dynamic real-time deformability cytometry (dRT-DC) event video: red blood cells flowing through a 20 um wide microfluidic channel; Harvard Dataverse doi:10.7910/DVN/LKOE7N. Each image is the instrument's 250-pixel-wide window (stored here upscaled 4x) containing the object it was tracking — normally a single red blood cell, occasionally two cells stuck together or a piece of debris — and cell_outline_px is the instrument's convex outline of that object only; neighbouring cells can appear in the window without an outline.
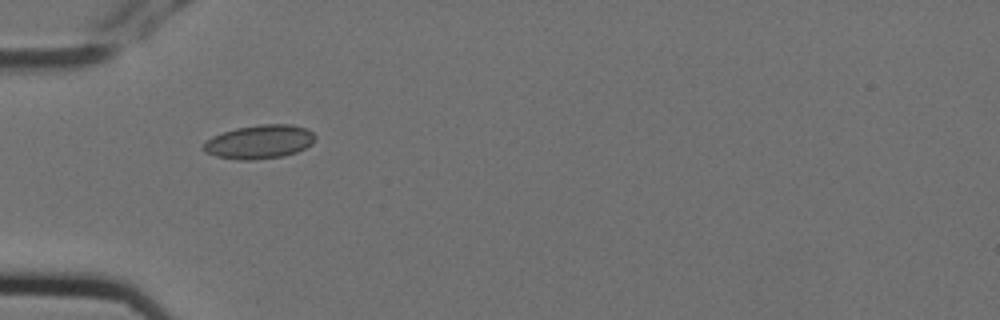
{"species": "Egyptian fruit bat (a non-hibernating species)", "species_latin": "Rousettus aegyptiacus", "temperature_condition": "cold", "stored_images_in_passage": 13, "camera_frame_rate_fps": 3000, "um_per_image_px": 0.085, "animal": {"sex": "female"}, "frame": {"image": 1, "passage_image": 3, "time_ms": 0.667, "image_size_px": [1000, 320], "cell_outline_px": [[316, 140], [312, 144], [296, 152], [280, 156], [252, 160], [240, 160], [216, 156], [204, 152], [200, 148], [212, 136], [236, 128], [260, 124], [292, 124], [308, 128], [316, 136]], "centroid_in_image_um": [22.06, 12.04], "position_along_channel_um": 62.9, "area_um2": 22.02}}
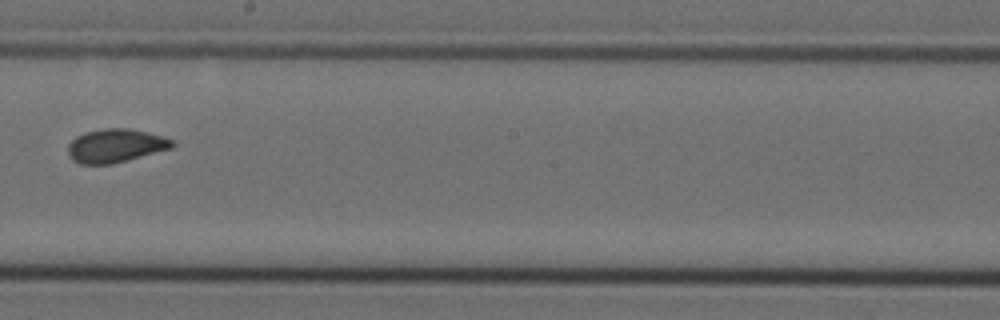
{"frame": {"image": 2, "passage_image": 7, "time_ms": 2.0, "image_size_px": [1000, 320], "cell_outline_px": [[176, 144], [172, 148], [112, 164], [80, 164], [72, 160], [68, 156], [68, 144], [76, 136], [84, 132], [104, 128], [128, 128], [148, 132], [164, 136], [172, 140]], "centroid_in_image_um": [9.81, 12.38], "position_along_channel_um": 238.4, "area_um2": 20.52}}
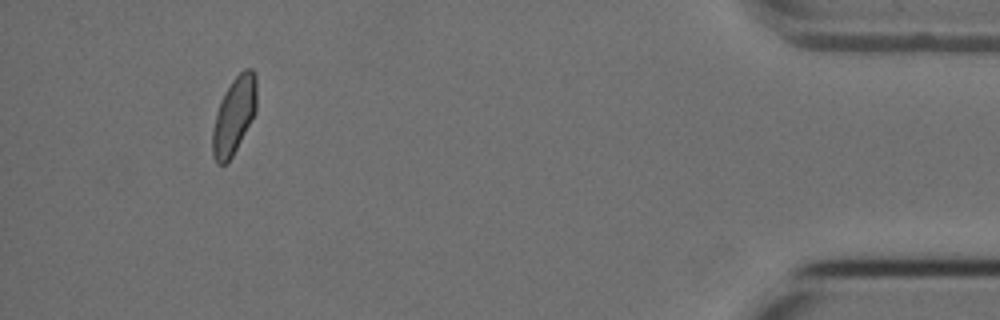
{"frame": {"image": 3, "passage_image": 12, "time_ms": 3.667, "image_size_px": [1000, 320], "cell_outline_px": [[256, 112], [232, 156], [224, 164], [216, 164], [212, 156], [212, 132], [216, 112], [224, 92], [232, 80], [244, 68], [252, 68], [256, 76]], "centroid_in_image_um": [19.89, 9.8], "position_along_channel_um": 415.3, "area_um2": 19.77}}